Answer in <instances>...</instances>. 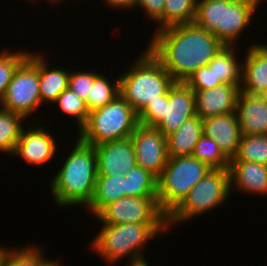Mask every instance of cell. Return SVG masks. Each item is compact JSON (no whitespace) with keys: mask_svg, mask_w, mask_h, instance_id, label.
<instances>
[{"mask_svg":"<svg viewBox=\"0 0 267 266\" xmlns=\"http://www.w3.org/2000/svg\"><path fill=\"white\" fill-rule=\"evenodd\" d=\"M166 228H168L167 223L103 224L91 242V247L109 264L116 263L129 254L131 256L129 263L140 262L145 260L142 246L152 237L164 233Z\"/></svg>","mask_w":267,"mask_h":266,"instance_id":"5","label":"cell"},{"mask_svg":"<svg viewBox=\"0 0 267 266\" xmlns=\"http://www.w3.org/2000/svg\"><path fill=\"white\" fill-rule=\"evenodd\" d=\"M240 87L241 84H221L207 90L195 91L196 115L203 120L236 112Z\"/></svg>","mask_w":267,"mask_h":266,"instance_id":"14","label":"cell"},{"mask_svg":"<svg viewBox=\"0 0 267 266\" xmlns=\"http://www.w3.org/2000/svg\"><path fill=\"white\" fill-rule=\"evenodd\" d=\"M40 105L39 54L30 53L16 69L0 107L26 118Z\"/></svg>","mask_w":267,"mask_h":266,"instance_id":"9","label":"cell"},{"mask_svg":"<svg viewBox=\"0 0 267 266\" xmlns=\"http://www.w3.org/2000/svg\"><path fill=\"white\" fill-rule=\"evenodd\" d=\"M117 95H119V79L115 80V84H110V81L102 75H98L91 86L88 94L86 107L88 111L104 107L110 103Z\"/></svg>","mask_w":267,"mask_h":266,"instance_id":"28","label":"cell"},{"mask_svg":"<svg viewBox=\"0 0 267 266\" xmlns=\"http://www.w3.org/2000/svg\"><path fill=\"white\" fill-rule=\"evenodd\" d=\"M149 43L147 48L175 82H185L197 69L208 65L225 46L194 22L160 29Z\"/></svg>","mask_w":267,"mask_h":266,"instance_id":"1","label":"cell"},{"mask_svg":"<svg viewBox=\"0 0 267 266\" xmlns=\"http://www.w3.org/2000/svg\"><path fill=\"white\" fill-rule=\"evenodd\" d=\"M192 156L206 162L211 168H229L230 160L220 150L216 140L208 138L204 134L195 144Z\"/></svg>","mask_w":267,"mask_h":266,"instance_id":"30","label":"cell"},{"mask_svg":"<svg viewBox=\"0 0 267 266\" xmlns=\"http://www.w3.org/2000/svg\"><path fill=\"white\" fill-rule=\"evenodd\" d=\"M165 117V93L159 96L138 114L140 125L156 127Z\"/></svg>","mask_w":267,"mask_h":266,"instance_id":"33","label":"cell"},{"mask_svg":"<svg viewBox=\"0 0 267 266\" xmlns=\"http://www.w3.org/2000/svg\"><path fill=\"white\" fill-rule=\"evenodd\" d=\"M104 2L110 5V7L130 9L132 7H136L137 0H104Z\"/></svg>","mask_w":267,"mask_h":266,"instance_id":"37","label":"cell"},{"mask_svg":"<svg viewBox=\"0 0 267 266\" xmlns=\"http://www.w3.org/2000/svg\"><path fill=\"white\" fill-rule=\"evenodd\" d=\"M97 175H125L136 163V154L129 138L105 142L94 146Z\"/></svg>","mask_w":267,"mask_h":266,"instance_id":"13","label":"cell"},{"mask_svg":"<svg viewBox=\"0 0 267 266\" xmlns=\"http://www.w3.org/2000/svg\"><path fill=\"white\" fill-rule=\"evenodd\" d=\"M194 116H196L194 91L185 82H175L165 92V117L155 128L167 137Z\"/></svg>","mask_w":267,"mask_h":266,"instance_id":"12","label":"cell"},{"mask_svg":"<svg viewBox=\"0 0 267 266\" xmlns=\"http://www.w3.org/2000/svg\"><path fill=\"white\" fill-rule=\"evenodd\" d=\"M119 79V94L139 114L148 103L159 99L175 81L148 48Z\"/></svg>","mask_w":267,"mask_h":266,"instance_id":"4","label":"cell"},{"mask_svg":"<svg viewBox=\"0 0 267 266\" xmlns=\"http://www.w3.org/2000/svg\"><path fill=\"white\" fill-rule=\"evenodd\" d=\"M41 249L32 245L23 249H6L1 266H50L54 261L46 260Z\"/></svg>","mask_w":267,"mask_h":266,"instance_id":"29","label":"cell"},{"mask_svg":"<svg viewBox=\"0 0 267 266\" xmlns=\"http://www.w3.org/2000/svg\"><path fill=\"white\" fill-rule=\"evenodd\" d=\"M126 196H157V178L136 165L125 174Z\"/></svg>","mask_w":267,"mask_h":266,"instance_id":"27","label":"cell"},{"mask_svg":"<svg viewBox=\"0 0 267 266\" xmlns=\"http://www.w3.org/2000/svg\"><path fill=\"white\" fill-rule=\"evenodd\" d=\"M98 73L93 72H70L68 87L73 90L79 98L83 101H87L88 94L93 85L94 79L98 76Z\"/></svg>","mask_w":267,"mask_h":266,"instance_id":"35","label":"cell"},{"mask_svg":"<svg viewBox=\"0 0 267 266\" xmlns=\"http://www.w3.org/2000/svg\"><path fill=\"white\" fill-rule=\"evenodd\" d=\"M202 135L203 121L199 116L186 120L174 133L166 137L168 157L191 156Z\"/></svg>","mask_w":267,"mask_h":266,"instance_id":"20","label":"cell"},{"mask_svg":"<svg viewBox=\"0 0 267 266\" xmlns=\"http://www.w3.org/2000/svg\"><path fill=\"white\" fill-rule=\"evenodd\" d=\"M212 169L191 156L168 157L157 179V202L168 216L188 195L191 188Z\"/></svg>","mask_w":267,"mask_h":266,"instance_id":"7","label":"cell"},{"mask_svg":"<svg viewBox=\"0 0 267 266\" xmlns=\"http://www.w3.org/2000/svg\"><path fill=\"white\" fill-rule=\"evenodd\" d=\"M5 251H6V248L0 246V266H1L2 259H3V256H4Z\"/></svg>","mask_w":267,"mask_h":266,"instance_id":"39","label":"cell"},{"mask_svg":"<svg viewBox=\"0 0 267 266\" xmlns=\"http://www.w3.org/2000/svg\"><path fill=\"white\" fill-rule=\"evenodd\" d=\"M0 51V102L18 66L29 56L27 52Z\"/></svg>","mask_w":267,"mask_h":266,"instance_id":"32","label":"cell"},{"mask_svg":"<svg viewBox=\"0 0 267 266\" xmlns=\"http://www.w3.org/2000/svg\"><path fill=\"white\" fill-rule=\"evenodd\" d=\"M236 112L242 135L267 134V103L261 95L240 91Z\"/></svg>","mask_w":267,"mask_h":266,"instance_id":"18","label":"cell"},{"mask_svg":"<svg viewBox=\"0 0 267 266\" xmlns=\"http://www.w3.org/2000/svg\"><path fill=\"white\" fill-rule=\"evenodd\" d=\"M51 1H52L53 3H55V2L57 3V2H60V1H62V0H49V2H51Z\"/></svg>","mask_w":267,"mask_h":266,"instance_id":"42","label":"cell"},{"mask_svg":"<svg viewBox=\"0 0 267 266\" xmlns=\"http://www.w3.org/2000/svg\"><path fill=\"white\" fill-rule=\"evenodd\" d=\"M95 218L102 224L167 223L157 196H125L105 206Z\"/></svg>","mask_w":267,"mask_h":266,"instance_id":"10","label":"cell"},{"mask_svg":"<svg viewBox=\"0 0 267 266\" xmlns=\"http://www.w3.org/2000/svg\"><path fill=\"white\" fill-rule=\"evenodd\" d=\"M126 177L120 173L116 175H97L95 190L88 207L96 216L105 206L126 196Z\"/></svg>","mask_w":267,"mask_h":266,"instance_id":"21","label":"cell"},{"mask_svg":"<svg viewBox=\"0 0 267 266\" xmlns=\"http://www.w3.org/2000/svg\"><path fill=\"white\" fill-rule=\"evenodd\" d=\"M230 188L259 195L267 194V165L257 162L230 161ZM234 182V183H233Z\"/></svg>","mask_w":267,"mask_h":266,"instance_id":"19","label":"cell"},{"mask_svg":"<svg viewBox=\"0 0 267 266\" xmlns=\"http://www.w3.org/2000/svg\"><path fill=\"white\" fill-rule=\"evenodd\" d=\"M203 134L216 140L220 150L230 160L238 150L242 133L237 112L203 119Z\"/></svg>","mask_w":267,"mask_h":266,"instance_id":"15","label":"cell"},{"mask_svg":"<svg viewBox=\"0 0 267 266\" xmlns=\"http://www.w3.org/2000/svg\"><path fill=\"white\" fill-rule=\"evenodd\" d=\"M259 3V0H197L194 23L225 45H234Z\"/></svg>","mask_w":267,"mask_h":266,"instance_id":"3","label":"cell"},{"mask_svg":"<svg viewBox=\"0 0 267 266\" xmlns=\"http://www.w3.org/2000/svg\"><path fill=\"white\" fill-rule=\"evenodd\" d=\"M165 0H137L136 6L142 7L145 13L157 22V31L163 29V9ZM159 22V23H158Z\"/></svg>","mask_w":267,"mask_h":266,"instance_id":"36","label":"cell"},{"mask_svg":"<svg viewBox=\"0 0 267 266\" xmlns=\"http://www.w3.org/2000/svg\"><path fill=\"white\" fill-rule=\"evenodd\" d=\"M60 171L51 180V192L58 206L83 205L91 201L97 178L94 146L77 139Z\"/></svg>","mask_w":267,"mask_h":266,"instance_id":"2","label":"cell"},{"mask_svg":"<svg viewBox=\"0 0 267 266\" xmlns=\"http://www.w3.org/2000/svg\"><path fill=\"white\" fill-rule=\"evenodd\" d=\"M234 45H225L208 63L222 84H241L242 64L236 61Z\"/></svg>","mask_w":267,"mask_h":266,"instance_id":"23","label":"cell"},{"mask_svg":"<svg viewBox=\"0 0 267 266\" xmlns=\"http://www.w3.org/2000/svg\"><path fill=\"white\" fill-rule=\"evenodd\" d=\"M197 0H165L163 28L194 22Z\"/></svg>","mask_w":267,"mask_h":266,"instance_id":"26","label":"cell"},{"mask_svg":"<svg viewBox=\"0 0 267 266\" xmlns=\"http://www.w3.org/2000/svg\"><path fill=\"white\" fill-rule=\"evenodd\" d=\"M231 193L228 169L212 168L167 216L168 228L222 205Z\"/></svg>","mask_w":267,"mask_h":266,"instance_id":"8","label":"cell"},{"mask_svg":"<svg viewBox=\"0 0 267 266\" xmlns=\"http://www.w3.org/2000/svg\"><path fill=\"white\" fill-rule=\"evenodd\" d=\"M44 57L39 54V91L42 102L53 103L68 88L70 72L54 68L49 70Z\"/></svg>","mask_w":267,"mask_h":266,"instance_id":"22","label":"cell"},{"mask_svg":"<svg viewBox=\"0 0 267 266\" xmlns=\"http://www.w3.org/2000/svg\"><path fill=\"white\" fill-rule=\"evenodd\" d=\"M54 103L57 104L58 108L64 113L76 117L80 130L85 124L89 113L85 101L79 98L78 95L68 87L57 97Z\"/></svg>","mask_w":267,"mask_h":266,"instance_id":"31","label":"cell"},{"mask_svg":"<svg viewBox=\"0 0 267 266\" xmlns=\"http://www.w3.org/2000/svg\"><path fill=\"white\" fill-rule=\"evenodd\" d=\"M230 161L267 165V134L242 135L236 155Z\"/></svg>","mask_w":267,"mask_h":266,"instance_id":"25","label":"cell"},{"mask_svg":"<svg viewBox=\"0 0 267 266\" xmlns=\"http://www.w3.org/2000/svg\"><path fill=\"white\" fill-rule=\"evenodd\" d=\"M185 83L194 92L207 90L222 84L220 80H216L213 69H211L208 65L202 66L197 69L186 79Z\"/></svg>","mask_w":267,"mask_h":266,"instance_id":"34","label":"cell"},{"mask_svg":"<svg viewBox=\"0 0 267 266\" xmlns=\"http://www.w3.org/2000/svg\"><path fill=\"white\" fill-rule=\"evenodd\" d=\"M58 262H53L50 266H60L59 264H57Z\"/></svg>","mask_w":267,"mask_h":266,"instance_id":"41","label":"cell"},{"mask_svg":"<svg viewBox=\"0 0 267 266\" xmlns=\"http://www.w3.org/2000/svg\"><path fill=\"white\" fill-rule=\"evenodd\" d=\"M262 99L267 103V89L264 93L261 94Z\"/></svg>","mask_w":267,"mask_h":266,"instance_id":"40","label":"cell"},{"mask_svg":"<svg viewBox=\"0 0 267 266\" xmlns=\"http://www.w3.org/2000/svg\"><path fill=\"white\" fill-rule=\"evenodd\" d=\"M138 125V114L119 94L104 107L88 113L78 139L92 146L126 139Z\"/></svg>","mask_w":267,"mask_h":266,"instance_id":"6","label":"cell"},{"mask_svg":"<svg viewBox=\"0 0 267 266\" xmlns=\"http://www.w3.org/2000/svg\"><path fill=\"white\" fill-rule=\"evenodd\" d=\"M54 139L43 126L41 128L30 127L26 131L23 128L13 155L21 157L27 163L42 165L54 158L56 151Z\"/></svg>","mask_w":267,"mask_h":266,"instance_id":"16","label":"cell"},{"mask_svg":"<svg viewBox=\"0 0 267 266\" xmlns=\"http://www.w3.org/2000/svg\"><path fill=\"white\" fill-rule=\"evenodd\" d=\"M128 264L129 265H127V266H149L145 260L140 261V262H136V263H128Z\"/></svg>","mask_w":267,"mask_h":266,"instance_id":"38","label":"cell"},{"mask_svg":"<svg viewBox=\"0 0 267 266\" xmlns=\"http://www.w3.org/2000/svg\"><path fill=\"white\" fill-rule=\"evenodd\" d=\"M23 115L0 109V151L13 155L20 139Z\"/></svg>","mask_w":267,"mask_h":266,"instance_id":"24","label":"cell"},{"mask_svg":"<svg viewBox=\"0 0 267 266\" xmlns=\"http://www.w3.org/2000/svg\"><path fill=\"white\" fill-rule=\"evenodd\" d=\"M136 154V163L157 179L167 164V138L155 127L138 125L130 136Z\"/></svg>","mask_w":267,"mask_h":266,"instance_id":"11","label":"cell"},{"mask_svg":"<svg viewBox=\"0 0 267 266\" xmlns=\"http://www.w3.org/2000/svg\"><path fill=\"white\" fill-rule=\"evenodd\" d=\"M242 63L241 91L261 95L267 89V44H253ZM243 85V87H242Z\"/></svg>","mask_w":267,"mask_h":266,"instance_id":"17","label":"cell"}]
</instances>
